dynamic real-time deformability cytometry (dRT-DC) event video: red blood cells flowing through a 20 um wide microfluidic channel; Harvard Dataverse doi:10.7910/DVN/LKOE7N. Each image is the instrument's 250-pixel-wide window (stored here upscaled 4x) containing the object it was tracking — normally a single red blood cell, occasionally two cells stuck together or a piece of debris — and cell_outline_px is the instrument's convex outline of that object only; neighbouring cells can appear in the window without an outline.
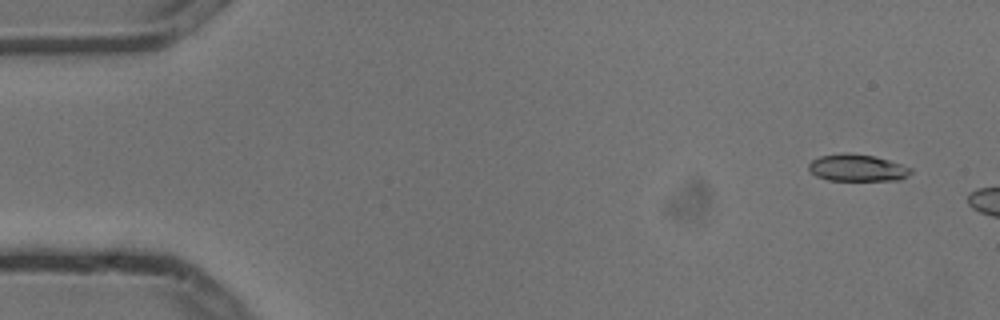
{"species": "common noctule bat (a hibernating species)", "species_latin": "Nyctalus noctula", "temperature_condition": "cold", "stored_images_in_passage": 3, "camera_frame_rate_fps": 3000, "um_per_image_px": 0.085, "animal": {"sex": "male", "body_mass_g": 13.3}, "frame": {"image": 1, "passage_image": 1, "time_ms": 0.0, "image_size_px": [1000, 320], "cell_outline_px": [[912, 172], [908, 176], [900, 180], [828, 180], [816, 176], [808, 168], [808, 164], [812, 160], [820, 156], [844, 152], [848, 152], [872, 156], [888, 160], [912, 168]], "centroid_in_image_um": [72.86, 14.26], "position_along_channel_um": 12.1, "area_um2": 16.01}}